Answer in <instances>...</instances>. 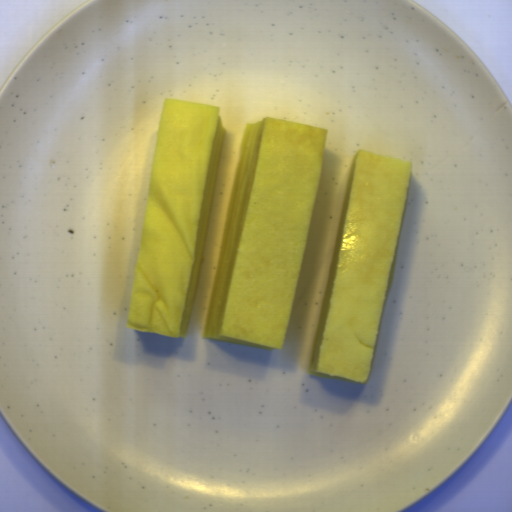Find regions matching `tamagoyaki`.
<instances>
[{
    "label": "tamagoyaki",
    "instance_id": "3",
    "mask_svg": "<svg viewBox=\"0 0 512 512\" xmlns=\"http://www.w3.org/2000/svg\"><path fill=\"white\" fill-rule=\"evenodd\" d=\"M412 165L357 150L307 375L366 384L394 274Z\"/></svg>",
    "mask_w": 512,
    "mask_h": 512
},
{
    "label": "tamagoyaki",
    "instance_id": "1",
    "mask_svg": "<svg viewBox=\"0 0 512 512\" xmlns=\"http://www.w3.org/2000/svg\"><path fill=\"white\" fill-rule=\"evenodd\" d=\"M327 132L267 117L246 125L202 338L281 350Z\"/></svg>",
    "mask_w": 512,
    "mask_h": 512
},
{
    "label": "tamagoyaki",
    "instance_id": "2",
    "mask_svg": "<svg viewBox=\"0 0 512 512\" xmlns=\"http://www.w3.org/2000/svg\"><path fill=\"white\" fill-rule=\"evenodd\" d=\"M227 131L220 106L164 99L125 328L185 339Z\"/></svg>",
    "mask_w": 512,
    "mask_h": 512
}]
</instances>
